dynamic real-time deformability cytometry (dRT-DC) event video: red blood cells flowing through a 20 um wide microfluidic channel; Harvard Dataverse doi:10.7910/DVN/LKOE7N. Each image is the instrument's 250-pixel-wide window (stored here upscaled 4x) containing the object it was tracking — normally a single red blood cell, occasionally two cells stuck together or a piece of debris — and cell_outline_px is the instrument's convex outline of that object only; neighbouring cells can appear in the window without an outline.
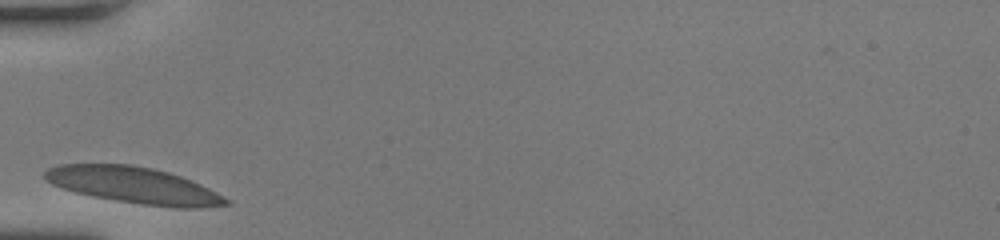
{"species": "human", "species_latin": "Homo sapiens", "temperature_condition": "room temperature", "stored_images_in_passage": 25, "camera_frame_rate_fps": 3000, "um_per_image_px": 0.085, "donor": {"sex": "female"}, "frame": {"image": 1, "passage_image": 1, "time_ms": 0.0, "image_size_px": [1000, 240], "cell_outline_px": [[232, 204], [200, 208], [172, 208], [140, 204], [92, 196], [76, 192], [52, 184], [44, 180], [44, 172], [48, 168], [60, 164], [132, 164], [152, 168], [168, 172], [192, 180], [232, 200]], "centroid_in_image_um": [11.42, 15.75], "position_along_channel_um": 73.6, "area_um2": 38.55}}
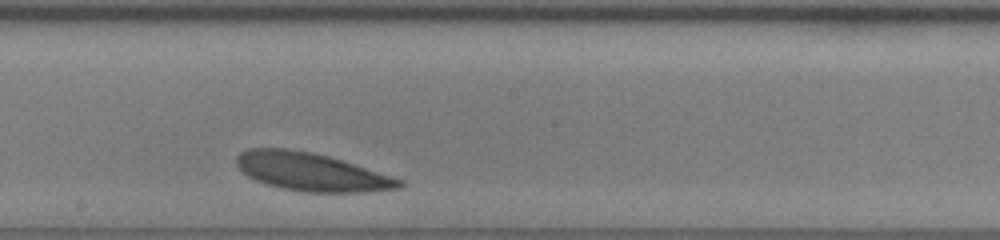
{"frame": {"image": 2, "passage_image": 13, "time_ms": 4.0, "image_size_px": [1000, 240], "cell_outline_px": [[404, 184], [400, 188], [368, 192], [304, 192], [280, 188], [264, 184], [248, 176], [236, 164], [236, 156], [240, 152], [248, 148], [288, 148], [312, 152], [328, 156], [404, 180]], "centroid_in_image_um": [26.44, 14.61], "position_along_channel_um": 221.8, "area_um2": 36.13}}
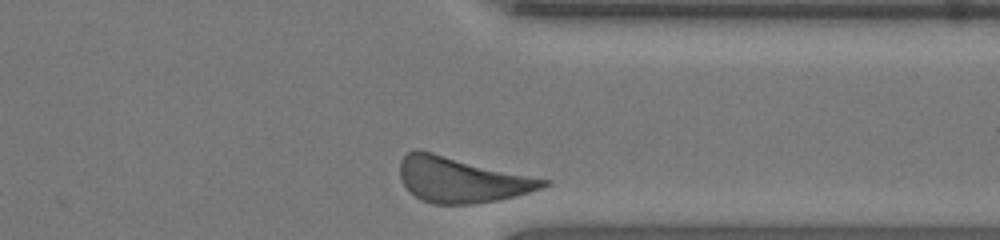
{"frame": {"image": 3, "passage_image": 25, "time_ms": 8.0, "image_size_px": [1000, 240], "cell_outline_px": [[552, 184], [516, 196], [496, 200], [472, 204], [432, 204], [420, 200], [400, 180], [400, 160], [408, 152], [416, 148], [548, 180]], "centroid_in_image_um": [39.19, 15.27], "position_along_channel_um": 372.2, "area_um2": 37.63}, "authors_computed_cell_mechanics": {"area_um2": 36.0672, "velocity_mm_per_s": 3.7495, "shape_relaxation_time_tau1_ms": 1.0679, "shape_relaxation_time_tau2_ms": null, "deformation_change_tau1": 0.046, "deformation_change_tau2": null}}